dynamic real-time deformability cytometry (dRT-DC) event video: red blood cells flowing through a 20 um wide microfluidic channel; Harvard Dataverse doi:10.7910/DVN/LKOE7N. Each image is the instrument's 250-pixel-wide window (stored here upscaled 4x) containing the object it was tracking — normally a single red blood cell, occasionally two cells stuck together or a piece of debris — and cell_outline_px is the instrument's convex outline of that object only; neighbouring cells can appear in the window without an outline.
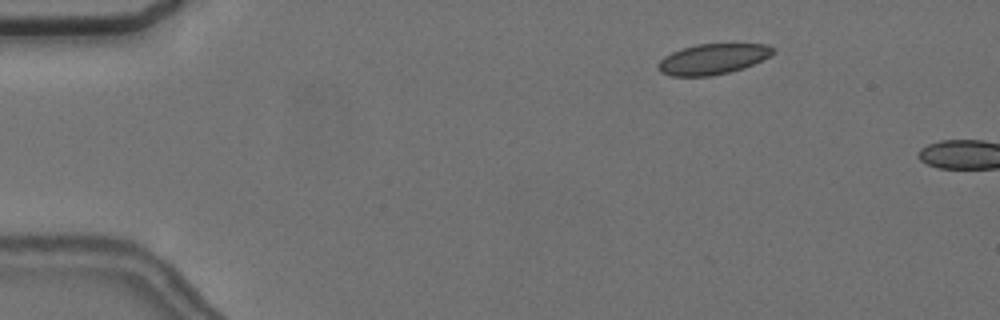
{"species": "common noctule bat (a hibernating species)", "species_latin": "Nyctalus noctula", "temperature_condition": "cold", "stored_images_in_passage": 9, "camera_frame_rate_fps": 3000, "um_per_image_px": 0.085, "animal": {"sex": "female", "body_mass_g": 24.6, "forearm_length_mm": 56.2}, "frame": {"image": 1, "passage_image": 1, "time_ms": 0.0, "image_size_px": [1000, 320], "cell_outline_px": [[776, 52], [744, 68], [712, 76], [672, 76], [660, 72], [656, 68], [656, 64], [664, 56], [680, 48], [696, 44], [768, 44], [776, 48]], "centroid_in_image_um": [60.55, 5.01], "position_along_channel_um": 24.5, "area_um2": 20.58}}